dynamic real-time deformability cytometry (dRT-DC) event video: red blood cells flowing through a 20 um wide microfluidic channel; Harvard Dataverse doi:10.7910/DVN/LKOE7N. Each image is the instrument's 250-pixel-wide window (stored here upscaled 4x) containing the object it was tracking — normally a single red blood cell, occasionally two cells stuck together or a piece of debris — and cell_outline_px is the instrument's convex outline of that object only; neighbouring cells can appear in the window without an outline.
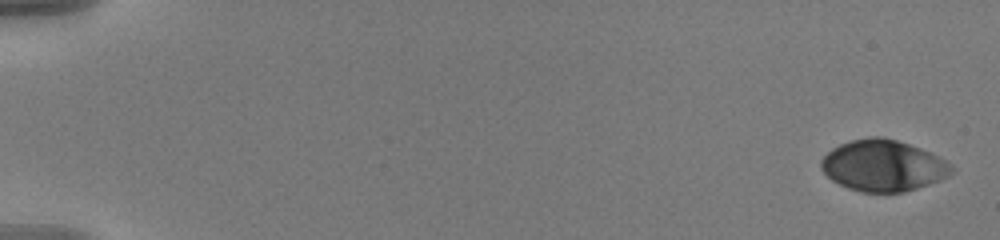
{"species": "human", "species_latin": "Homo sapiens", "temperature_condition": "warm", "stored_images_in_passage": 22, "camera_frame_rate_fps": 3000, "um_per_image_px": 0.085, "donor": {"sex": "male"}, "frame": {"image": 1, "passage_image": 1, "time_ms": 0.0, "image_size_px": [1000, 240], "cell_outline_px": [[956, 168], [948, 176], [940, 180], [904, 192], [860, 192], [848, 188], [832, 180], [820, 168], [820, 160], [832, 148], [840, 144], [852, 140], [868, 136], [884, 136], [920, 148], [952, 164]], "centroid_in_image_um": [75.05, 14.07], "position_along_channel_um": 9.9, "area_um2": 38.9}}
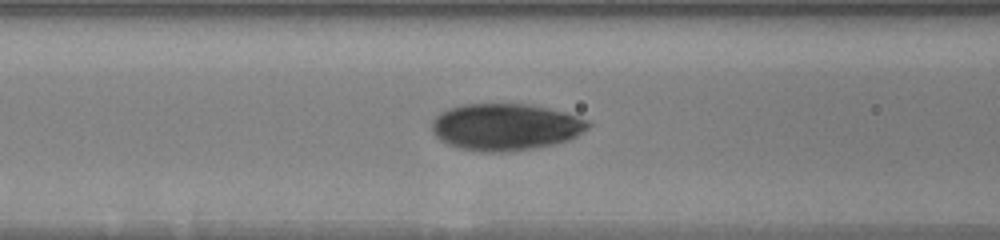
{"frame": {"image": 2, "passage_image": 16, "time_ms": 5.0, "image_size_px": [1000, 240], "cell_outline_px": [[592, 124], [588, 128], [576, 136], [568, 140], [556, 144], [508, 152], [484, 152], [456, 148], [440, 140], [432, 132], [432, 120], [440, 112], [448, 108], [464, 104], [532, 104], [564, 112], [588, 120]], "centroid_in_image_um": [42.95, 10.79], "position_along_channel_um": 123.6, "area_um2": 42.89}}
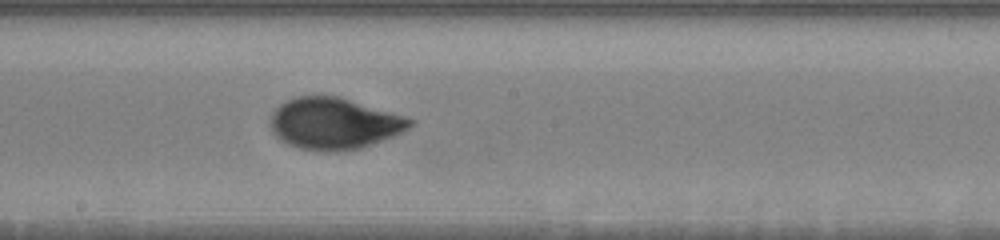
{"frame": {"image": 3, "passage_image": 22, "time_ms": 7.0, "image_size_px": [1000, 240], "cell_outline_px": [[416, 124], [392, 136], [360, 148], [336, 152], [332, 152], [300, 148], [288, 144], [280, 140], [272, 132], [272, 112], [280, 104], [296, 96], [340, 96], [404, 116], [416, 120]], "centroid_in_image_um": [28.41, 10.49], "position_along_channel_um": 219.8, "area_um2": 41.62}}